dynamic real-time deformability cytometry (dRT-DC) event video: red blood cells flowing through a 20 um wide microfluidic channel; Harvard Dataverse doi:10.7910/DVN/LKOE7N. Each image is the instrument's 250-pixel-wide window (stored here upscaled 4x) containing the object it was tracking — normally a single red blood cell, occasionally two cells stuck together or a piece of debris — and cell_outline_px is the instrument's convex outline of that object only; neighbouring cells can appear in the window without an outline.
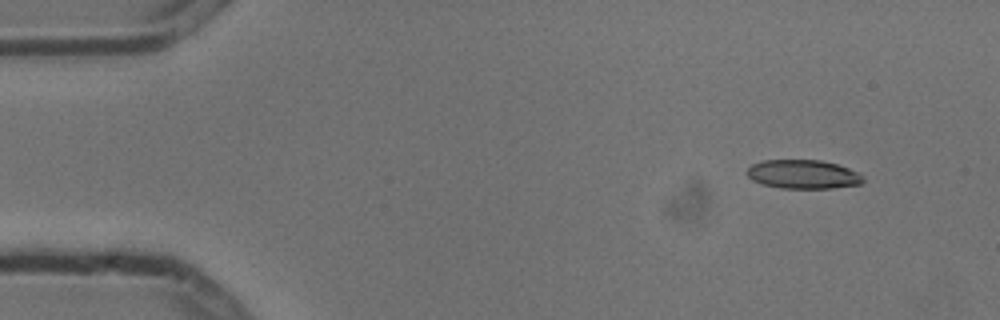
{"species": "common noctule bat (a hibernating species)", "species_latin": "Nyctalus noctula", "temperature_condition": "cold", "stored_images_in_passage": 5, "camera_frame_rate_fps": 3000, "um_per_image_px": 0.085, "animal": {"sex": "male", "body_mass_g": 13.3}, "frame": {"image": 1, "passage_image": 2, "time_ms": 0.333, "image_size_px": [1000, 320], "cell_outline_px": [[864, 180], [860, 184], [832, 188], [780, 188], [760, 184], [752, 180], [744, 172], [752, 164], [764, 160], [820, 160], [836, 164], [860, 172], [864, 176]], "centroid_in_image_um": [68.25, 14.82], "position_along_channel_um": 16.8, "area_um2": 19.71}}
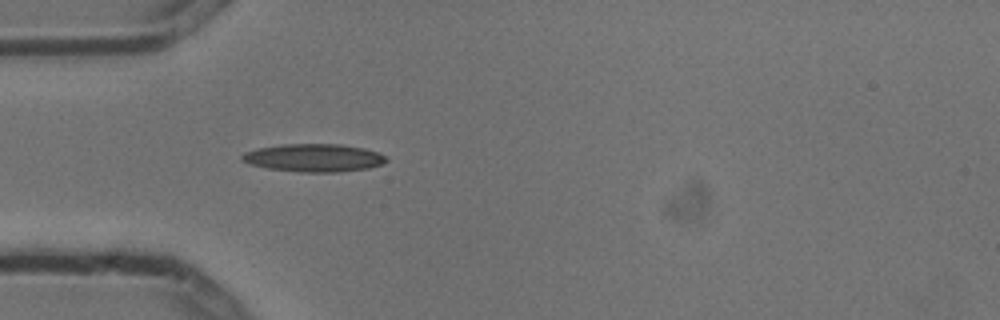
{"frame": {"image": 2, "passage_image": 5, "time_ms": 1.333, "image_size_px": [1000, 320], "cell_outline_px": [[388, 160], [384, 164], [368, 168], [340, 172], [300, 172], [268, 168], [248, 164], [240, 160], [240, 156], [244, 152], [260, 148], [284, 144], [340, 144], [364, 148], [376, 152], [384, 156]], "centroid_in_image_um": [26.66, 13.42], "position_along_channel_um": 58.3, "area_um2": 23.47}}